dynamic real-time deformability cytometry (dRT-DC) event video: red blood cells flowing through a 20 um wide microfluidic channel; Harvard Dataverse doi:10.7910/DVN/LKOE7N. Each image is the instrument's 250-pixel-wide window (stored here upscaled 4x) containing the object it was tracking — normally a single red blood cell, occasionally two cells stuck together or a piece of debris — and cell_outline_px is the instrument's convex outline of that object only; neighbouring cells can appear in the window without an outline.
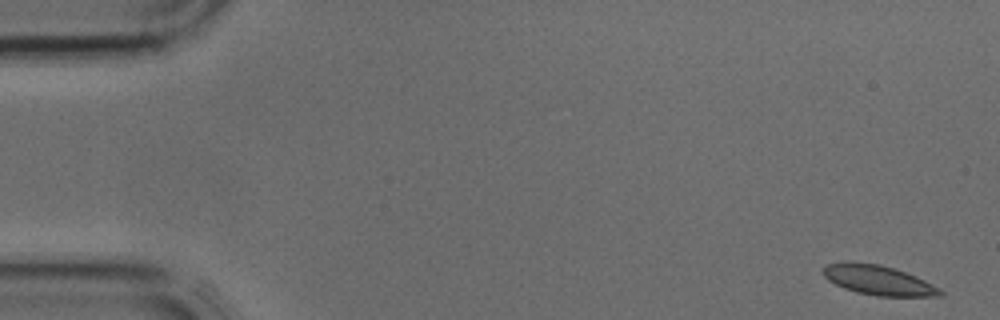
{"species": "common noctule bat (a hibernating species)", "species_latin": "Nyctalus noctula", "temperature_condition": "cold", "stored_images_in_passage": 42, "camera_frame_rate_fps": 3000, "um_per_image_px": 0.085, "animal": {"sex": "male", "body_mass_g": 17.9, "forearm_length_mm": 54.2}, "frame": {"image": 1, "passage_image": 1, "time_ms": 0.0, "image_size_px": [1000, 320], "cell_outline_px": [[944, 296], [876, 296], [856, 292], [844, 288], [828, 280], [824, 276], [824, 268], [828, 264], [880, 264], [916, 276], [940, 288], [944, 292]], "centroid_in_image_um": [74.75, 23.86], "position_along_channel_um": 10.3, "area_um2": 19.54}}
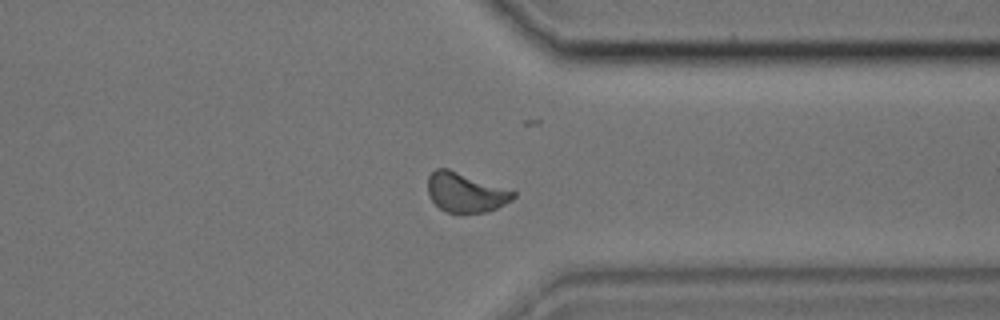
{"frame": {"image": 2, "passage_image": 32, "time_ms": 10.333, "image_size_px": [1000, 320], "cell_outline_px": [[516, 196], [512, 200], [488, 212], [460, 216], [456, 216], [440, 208], [428, 196], [428, 176], [436, 168], [448, 168], [516, 192]], "centroid_in_image_um": [39.55, 16.41], "position_along_channel_um": 371.8, "area_um2": 20.06}}
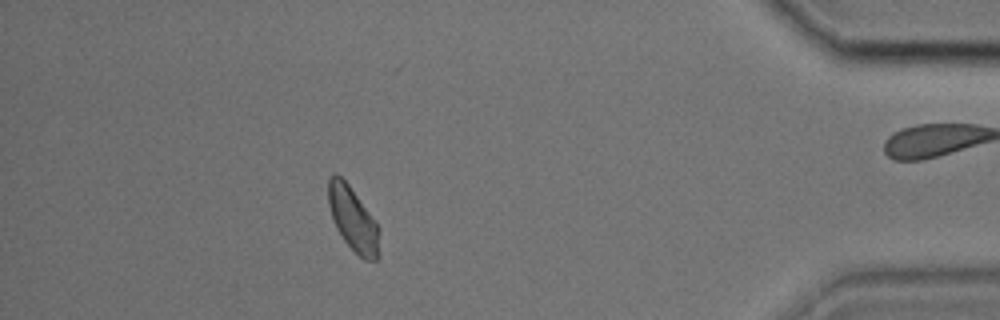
{"frame": {"image": 3, "passage_image": 37, "time_ms": 12.0, "image_size_px": [1000, 320], "cell_outline_px": [[380, 260], [364, 260], [344, 240], [336, 228], [332, 220], [328, 204], [328, 176], [332, 172], [336, 172], [348, 184], [376, 220], [380, 232]], "centroid_in_image_um": [30.02, 18.62], "position_along_channel_um": 405.2, "area_um2": 19.48}}